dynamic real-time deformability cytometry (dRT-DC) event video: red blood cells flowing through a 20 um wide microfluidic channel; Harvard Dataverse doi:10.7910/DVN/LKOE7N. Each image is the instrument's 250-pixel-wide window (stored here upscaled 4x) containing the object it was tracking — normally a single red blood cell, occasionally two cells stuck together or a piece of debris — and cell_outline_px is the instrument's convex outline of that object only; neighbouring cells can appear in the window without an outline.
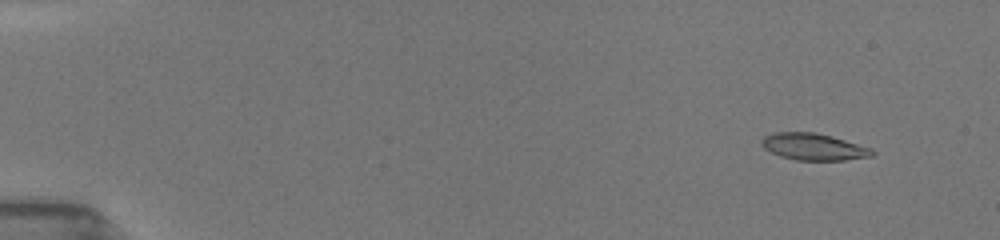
{"species": "common noctule bat (a hibernating species)", "species_latin": "Nyctalus noctula", "temperature_condition": "room temperature", "stored_images_in_passage": 5, "camera_frame_rate_fps": 3000, "um_per_image_px": 0.085, "animal": {"sex": "female", "body_mass_g": 19.5, "forearm_length_mm": 54.1}, "frame": {"image": 1, "passage_image": 2, "time_ms": 1.0, "image_size_px": [1000, 240], "cell_outline_px": [[876, 152], [872, 156], [844, 160], [796, 160], [780, 156], [764, 148], [760, 144], [760, 140], [764, 136], [772, 132], [816, 132], [832, 136], [872, 148]], "centroid_in_image_um": [69.14, 12.47], "position_along_channel_um": 15.9, "area_um2": 17.4}}
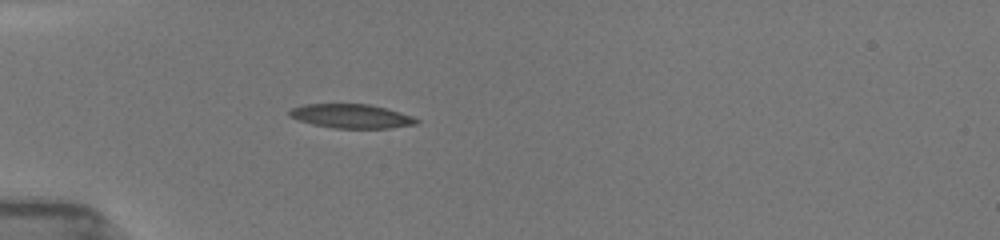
{"frame": {"image": 2, "passage_image": 5, "time_ms": 5.0, "image_size_px": [1000, 240], "cell_outline_px": [[420, 120], [416, 124], [388, 128], [332, 128], [312, 124], [288, 116], [288, 112], [292, 108], [304, 104], [368, 104], [400, 112], [412, 116]], "centroid_in_image_um": [29.84, 9.87], "position_along_channel_um": 55.2, "area_um2": 17.69}}